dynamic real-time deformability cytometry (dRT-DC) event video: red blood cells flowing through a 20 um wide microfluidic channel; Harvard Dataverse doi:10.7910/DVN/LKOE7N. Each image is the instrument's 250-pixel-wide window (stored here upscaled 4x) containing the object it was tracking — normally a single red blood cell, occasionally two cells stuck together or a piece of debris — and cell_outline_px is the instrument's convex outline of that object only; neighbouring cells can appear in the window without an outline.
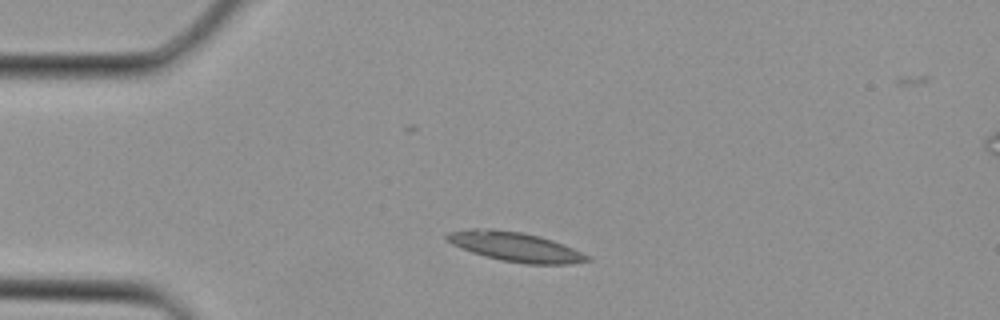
{"species": "Egyptian fruit bat (a non-hibernating species)", "species_latin": "Rousettus aegyptiacus", "temperature_condition": "cold", "stored_images_in_passage": 3, "camera_frame_rate_fps": 3000, "um_per_image_px": 0.085, "animal": {"sex": "female"}, "frame": {"image": 1, "passage_image": 2, "time_ms": 0.333, "image_size_px": [1000, 320], "cell_outline_px": [[592, 260], [572, 264], [524, 264], [500, 260], [484, 256], [472, 252], [452, 244], [444, 236], [448, 232], [472, 228], [492, 228], [524, 232], [540, 236], [552, 240], [572, 248], [588, 256]], "centroid_in_image_um": [43.78, 20.97], "position_along_channel_um": 41.2, "area_um2": 24.1}}